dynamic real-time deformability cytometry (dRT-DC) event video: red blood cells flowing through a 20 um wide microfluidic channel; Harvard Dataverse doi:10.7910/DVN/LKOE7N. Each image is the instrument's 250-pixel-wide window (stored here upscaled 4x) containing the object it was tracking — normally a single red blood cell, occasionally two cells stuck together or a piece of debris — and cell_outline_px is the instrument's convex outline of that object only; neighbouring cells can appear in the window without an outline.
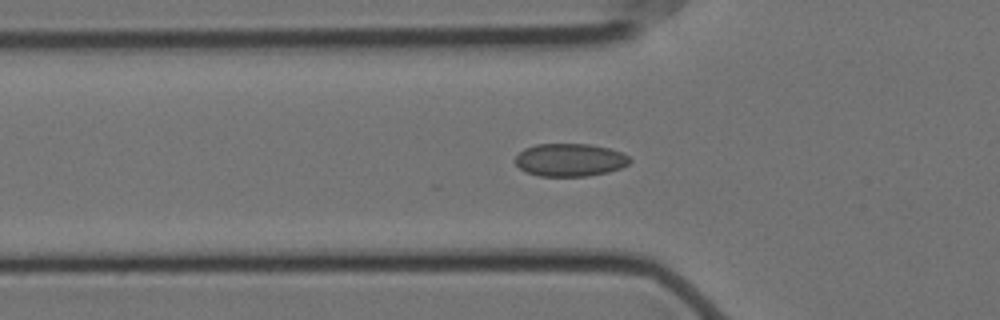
{"species": "Egyptian fruit bat (a non-hibernating species)", "species_latin": "Rousettus aegyptiacus", "temperature_condition": "cold", "stored_images_in_passage": 45, "camera_frame_rate_fps": 3000, "um_per_image_px": 0.085, "animal": {"sex": "female"}, "frame": {"image": 1, "passage_image": 6, "time_ms": 1.667, "image_size_px": [1000, 320], "cell_outline_px": [[632, 160], [628, 164], [620, 168], [608, 172], [588, 176], [540, 176], [524, 172], [516, 164], [516, 156], [524, 148], [536, 144], [588, 144], [608, 148], [620, 152], [628, 156]], "centroid_in_image_um": [48.43, 13.6], "position_along_channel_um": 77.4, "area_um2": 21.91}}
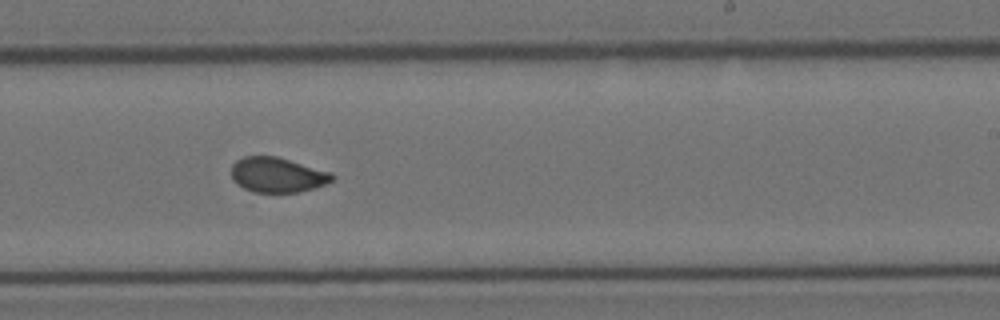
{"frame": {"image": 2, "passage_image": 22, "time_ms": 7.0, "image_size_px": [1000, 320], "cell_outline_px": [[336, 176], [332, 180], [316, 188], [296, 192], [256, 192], [244, 188], [236, 184], [232, 180], [232, 164], [236, 160], [244, 156], [276, 156], [332, 172]], "centroid_in_image_um": [23.58, 14.86], "position_along_channel_um": 265.4, "area_um2": 20.58}}
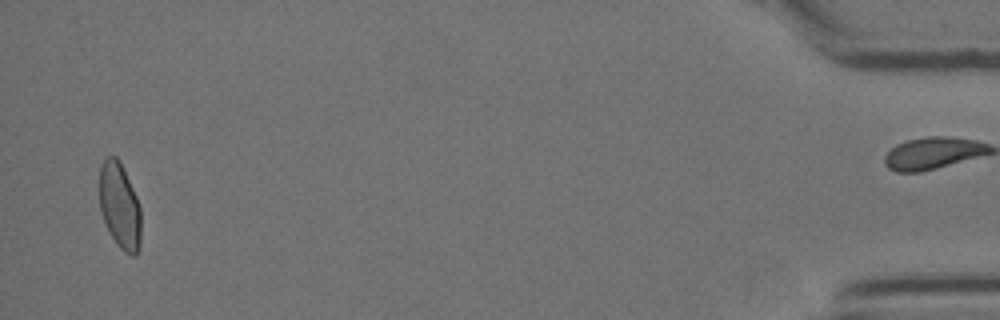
{"frame": {"image": 3, "passage_image": 43, "time_ms": 14.0, "image_size_px": [1000, 320], "cell_outline_px": [[140, 248], [136, 256], [132, 256], [124, 252], [116, 244], [100, 212], [100, 164], [108, 156], [116, 156], [136, 196], [140, 208]], "centroid_in_image_um": [10.18, 17.55], "position_along_channel_um": 425.0, "area_um2": 20.52}}